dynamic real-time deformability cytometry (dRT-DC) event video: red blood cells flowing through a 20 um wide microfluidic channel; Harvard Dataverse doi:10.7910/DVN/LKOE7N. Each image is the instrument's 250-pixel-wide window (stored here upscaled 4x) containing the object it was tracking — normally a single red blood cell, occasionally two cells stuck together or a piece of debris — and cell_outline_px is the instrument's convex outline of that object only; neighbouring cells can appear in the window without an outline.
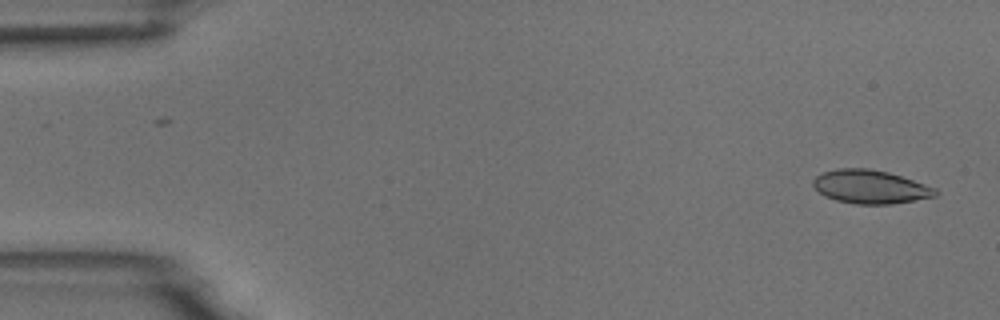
{"species": "common noctule bat (a hibernating species)", "species_latin": "Nyctalus noctula", "temperature_condition": "room temperature", "stored_images_in_passage": 3, "camera_frame_rate_fps": 3000, "um_per_image_px": 0.085, "animal": {"sex": "male", "body_mass_g": 18.8}, "frame": {"image": 1, "passage_image": 3, "time_ms": 2.333, "image_size_px": [1000, 320], "cell_outline_px": [[940, 192], [936, 196], [916, 200], [892, 204], [856, 204], [836, 200], [824, 196], [812, 184], [812, 180], [816, 176], [824, 172], [836, 168], [868, 168], [888, 172], [936, 188]], "centroid_in_image_um": [73.98, 15.88], "position_along_channel_um": 11.0, "area_um2": 23.87}}